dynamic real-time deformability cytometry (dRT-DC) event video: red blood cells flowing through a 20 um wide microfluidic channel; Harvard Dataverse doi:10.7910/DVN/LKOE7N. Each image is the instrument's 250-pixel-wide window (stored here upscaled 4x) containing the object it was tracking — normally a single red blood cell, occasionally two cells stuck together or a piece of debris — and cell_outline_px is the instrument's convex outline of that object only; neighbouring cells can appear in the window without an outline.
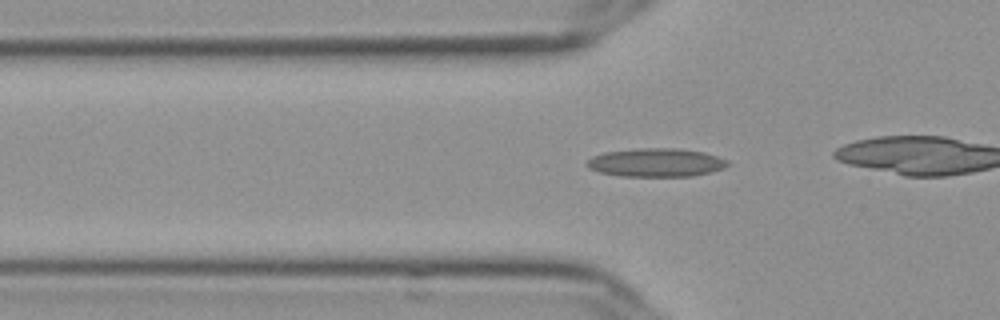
{"species": "Egyptian fruit bat (a non-hibernating species)", "species_latin": "Rousettus aegyptiacus", "temperature_condition": "cold", "stored_images_in_passage": 42, "camera_frame_rate_fps": 3000, "um_per_image_px": 0.085, "frame": {"image": 1, "passage_image": 16, "time_ms": 5.0, "image_size_px": [1000, 320], "cell_outline_px": [[728, 164], [724, 168], [692, 176], [620, 176], [600, 172], [588, 168], [584, 164], [592, 156], [604, 152], [640, 148], [672, 148], [704, 152], [728, 160]], "centroid_in_image_um": [55.72, 13.81], "position_along_channel_um": 70.1, "area_um2": 23.24}}
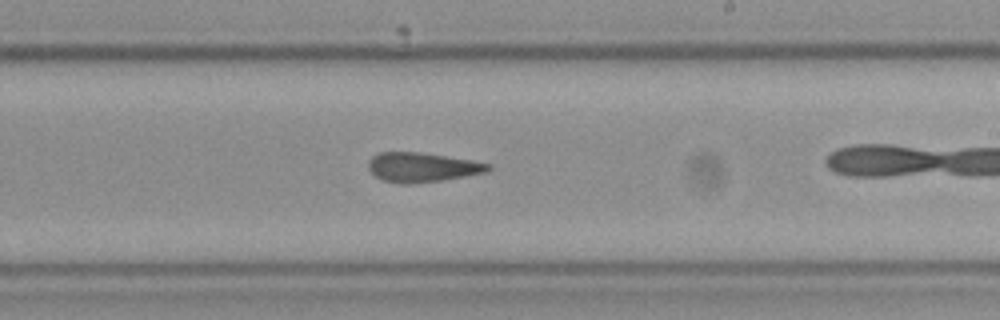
{"frame": {"image": 2, "passage_image": 31, "time_ms": 10.0, "image_size_px": [1000, 320], "cell_outline_px": [[492, 168], [488, 172], [444, 180], [408, 184], [400, 184], [380, 180], [368, 168], [368, 160], [372, 156], [380, 152], [416, 152], [472, 160], [492, 164]], "centroid_in_image_um": [35.89, 14.23], "position_along_channel_um": 253.1, "area_um2": 20.69}}
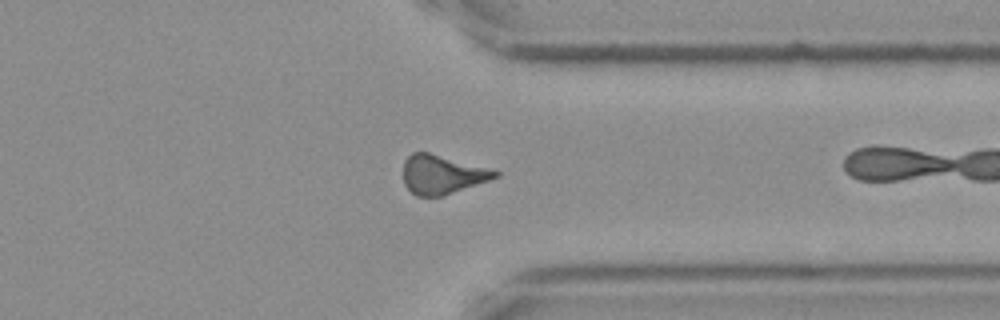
{"frame": {"image": 3, "passage_image": 41, "time_ms": 13.333, "image_size_px": [1000, 320], "cell_outline_px": [[500, 176], [444, 196], [416, 196], [404, 184], [404, 160], [412, 152], [428, 152], [488, 168], [500, 172]], "centroid_in_image_um": [37.57, 14.84], "position_along_channel_um": 373.8, "area_um2": 20.69}}